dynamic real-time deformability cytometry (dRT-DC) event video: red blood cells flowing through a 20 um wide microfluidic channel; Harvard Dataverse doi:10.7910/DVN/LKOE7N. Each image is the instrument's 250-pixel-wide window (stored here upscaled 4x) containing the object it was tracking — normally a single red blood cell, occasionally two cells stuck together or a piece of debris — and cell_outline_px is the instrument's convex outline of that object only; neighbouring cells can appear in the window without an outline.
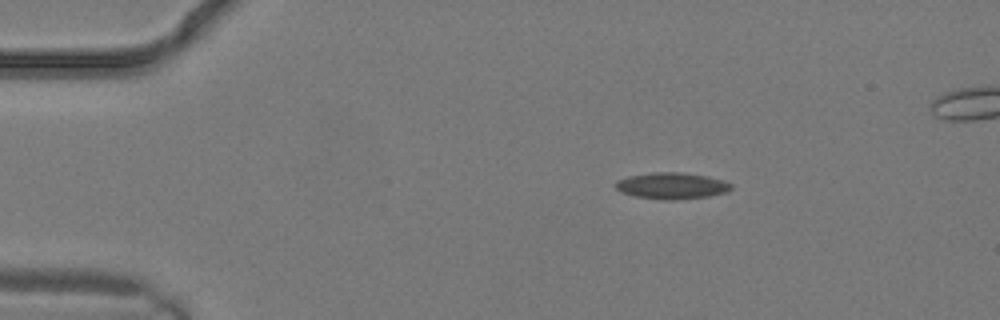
{"species": "common noctule bat (a hibernating species)", "species_latin": "Nyctalus noctula", "temperature_condition": "warm", "stored_images_in_passage": 3, "camera_frame_rate_fps": 3000, "um_per_image_px": 0.085, "animal": {"sex": "male", "body_mass_g": 19.2, "forearm_length_mm": 51.8}, "frame": {"image": 1, "passage_image": 1, "time_ms": 0.0, "image_size_px": [1000, 320], "cell_outline_px": [[732, 188], [728, 192], [708, 196], [676, 200], [664, 200], [636, 196], [620, 192], [612, 184], [616, 180], [628, 176], [652, 172], [680, 172], [708, 176], [732, 184]], "centroid_in_image_um": [57.06, 15.79], "position_along_channel_um": 27.9, "area_um2": 17.92}}